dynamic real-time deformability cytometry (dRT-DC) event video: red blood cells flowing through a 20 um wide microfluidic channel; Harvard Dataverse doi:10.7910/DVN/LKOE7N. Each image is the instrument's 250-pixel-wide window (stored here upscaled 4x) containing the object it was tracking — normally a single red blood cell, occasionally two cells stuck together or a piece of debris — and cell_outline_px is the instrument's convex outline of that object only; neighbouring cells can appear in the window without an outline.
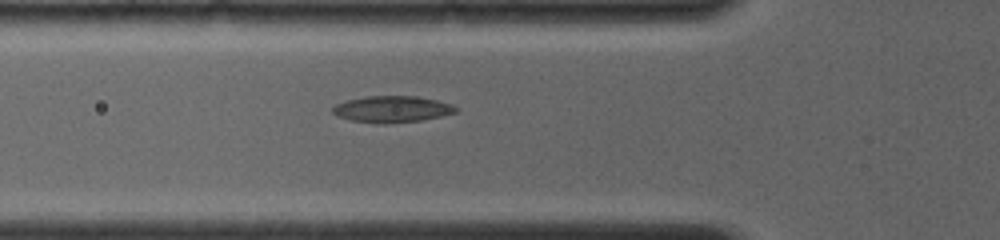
{"species": "common noctule bat (a hibernating species)", "species_latin": "Nyctalus noctula", "temperature_condition": "room temperature", "stored_images_in_passage": 8, "camera_frame_rate_fps": 4000, "um_per_image_px": 0.085, "animal": {"sex": "female", "body_mass_g": 19.0, "forearm_length_mm": 56.7}, "frame": {"image": 1, "passage_image": 8, "time_ms": 4.5, "image_size_px": [1000, 240], "cell_outline_px": [[460, 108], [456, 112], [440, 116], [420, 120], [384, 124], [376, 124], [352, 120], [340, 116], [332, 112], [332, 108], [336, 104], [348, 100], [368, 96], [416, 96], [436, 100], [452, 104]], "centroid_in_image_um": [33.35, 9.28], "position_along_channel_um": 92.5, "area_um2": 18.84}}